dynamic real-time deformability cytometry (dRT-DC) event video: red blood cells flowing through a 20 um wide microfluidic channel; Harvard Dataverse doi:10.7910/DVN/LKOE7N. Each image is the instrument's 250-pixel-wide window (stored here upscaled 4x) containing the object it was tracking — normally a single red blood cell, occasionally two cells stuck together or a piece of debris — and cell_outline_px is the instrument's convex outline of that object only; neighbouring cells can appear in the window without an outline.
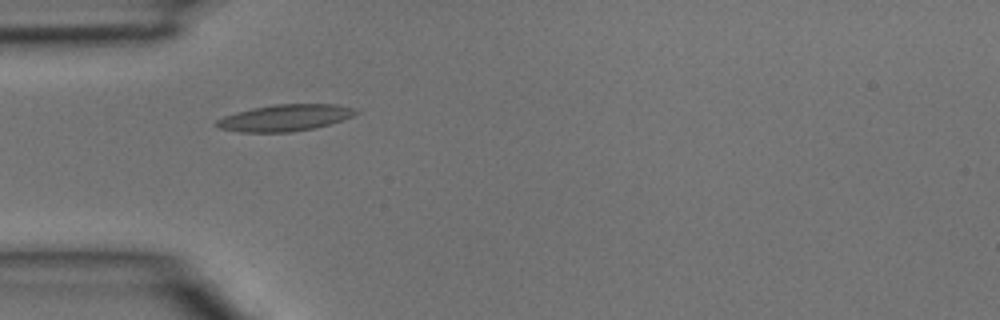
{"species": "common noctule bat (a hibernating species)", "species_latin": "Nyctalus noctula", "temperature_condition": "room temperature", "stored_images_in_passage": 1, "camera_frame_rate_fps": 3000, "um_per_image_px": 0.085, "animal": {"sex": "male", "body_mass_g": 15.6}, "frame": {"image": 1, "passage_image": 1, "time_ms": 0.0, "image_size_px": [1000, 320], "cell_outline_px": [[360, 112], [352, 116], [332, 124], [316, 128], [292, 132], [240, 132], [220, 128], [212, 124], [216, 120], [224, 116], [236, 112], [252, 108], [276, 104], [336, 104], [356, 108]], "centroid_in_image_um": [24.24, 10.01], "position_along_channel_um": 60.8, "area_um2": 21.79}}